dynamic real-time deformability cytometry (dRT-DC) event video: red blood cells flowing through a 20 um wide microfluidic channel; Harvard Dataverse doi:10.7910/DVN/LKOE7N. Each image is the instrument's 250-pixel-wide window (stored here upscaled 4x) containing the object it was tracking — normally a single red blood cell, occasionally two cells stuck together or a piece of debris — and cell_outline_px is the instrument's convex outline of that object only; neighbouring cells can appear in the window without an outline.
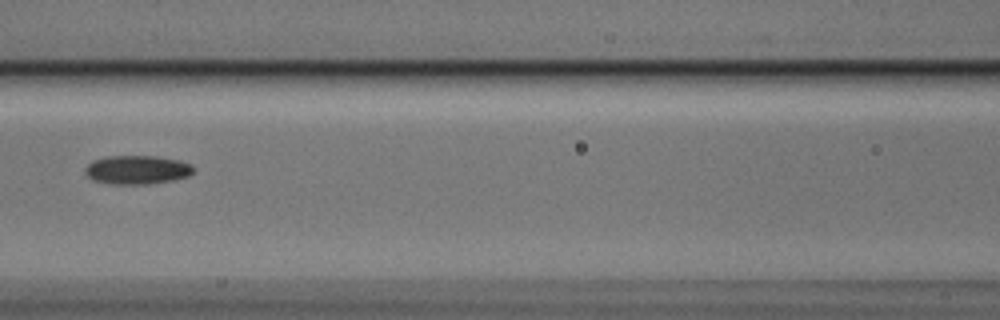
{"species": "Egyptian fruit bat (a non-hibernating species)", "species_latin": "Rousettus aegyptiacus", "temperature_condition": "cold", "stored_images_in_passage": 5, "camera_frame_rate_fps": 3000, "um_per_image_px": 0.085, "animal": {"sex": "male"}, "frame": {"image": 1, "passage_image": 5, "time_ms": 1.333, "image_size_px": [1000, 320], "cell_outline_px": [[196, 172], [188, 176], [176, 180], [148, 184], [112, 184], [96, 180], [88, 176], [84, 172], [84, 168], [92, 160], [108, 156], [156, 156], [180, 160], [192, 164], [196, 168]], "centroid_in_image_um": [11.72, 14.43], "position_along_channel_um": 154.9, "area_um2": 18.44}}